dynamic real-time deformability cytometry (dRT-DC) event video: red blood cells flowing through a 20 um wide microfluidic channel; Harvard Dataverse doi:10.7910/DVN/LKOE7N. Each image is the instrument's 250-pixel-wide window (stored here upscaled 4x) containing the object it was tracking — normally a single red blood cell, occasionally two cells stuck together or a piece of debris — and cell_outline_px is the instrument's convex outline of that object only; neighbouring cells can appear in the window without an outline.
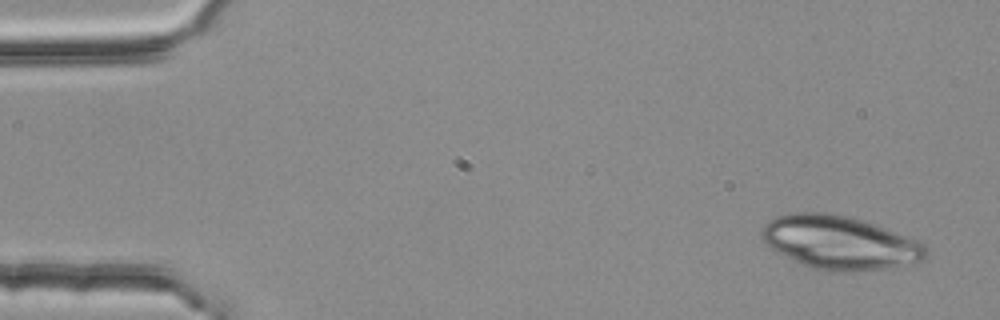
{"species": "common noctule bat (a hibernating species)", "species_latin": "Nyctalus noctula", "temperature_condition": "room temperature", "stored_images_in_passage": 3, "camera_frame_rate_fps": 3000, "um_per_image_px": 0.085, "animal": {"sex": "female", "body_mass_g": 25.1}, "frame": {"image": 1, "passage_image": 1, "time_ms": 0.0, "image_size_px": [1000, 320], "cell_outline_px": [[928, 256], [924, 260], [884, 268], [844, 272], [824, 272], [812, 268], [776, 252], [760, 236], [760, 228], [768, 220], [776, 216], [792, 212], [828, 212], [860, 220], [884, 228], [924, 244], [928, 248]], "centroid_in_image_um": [71.31, 20.62], "position_along_channel_um": 13.7, "area_um2": 50.81}}